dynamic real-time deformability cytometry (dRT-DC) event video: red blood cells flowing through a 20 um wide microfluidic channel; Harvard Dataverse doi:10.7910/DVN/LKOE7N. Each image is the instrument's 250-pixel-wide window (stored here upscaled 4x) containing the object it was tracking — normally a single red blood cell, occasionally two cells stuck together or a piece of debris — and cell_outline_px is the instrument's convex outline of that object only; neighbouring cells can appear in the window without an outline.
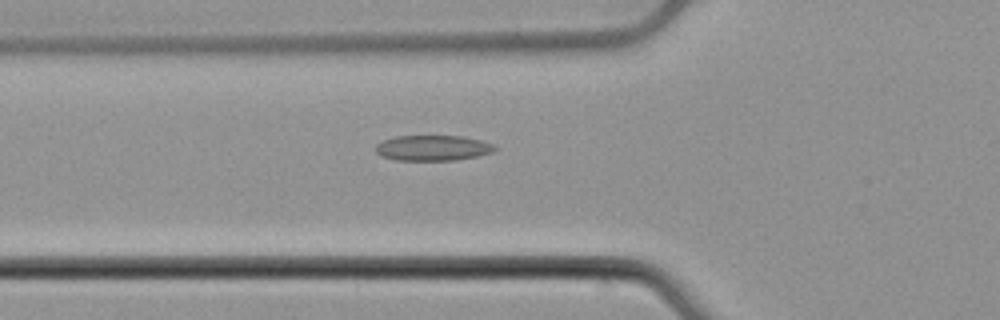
{"species": "common noctule bat (a hibernating species)", "species_latin": "Nyctalus noctula", "temperature_condition": "cold", "stored_images_in_passage": 41, "camera_frame_rate_fps": 3000, "um_per_image_px": 0.085, "animal": {"sex": "male", "body_mass_g": 21.5, "forearm_length_mm": 52.0}, "frame": {"image": 1, "passage_image": 8, "time_ms": 2.333, "image_size_px": [1000, 320], "cell_outline_px": [[496, 148], [492, 152], [476, 156], [456, 160], [396, 160], [380, 156], [376, 152], [376, 144], [380, 140], [396, 136], [464, 136], [480, 140], [492, 144]], "centroid_in_image_um": [36.73, 12.57], "position_along_channel_um": 89.1, "area_um2": 17.69}}
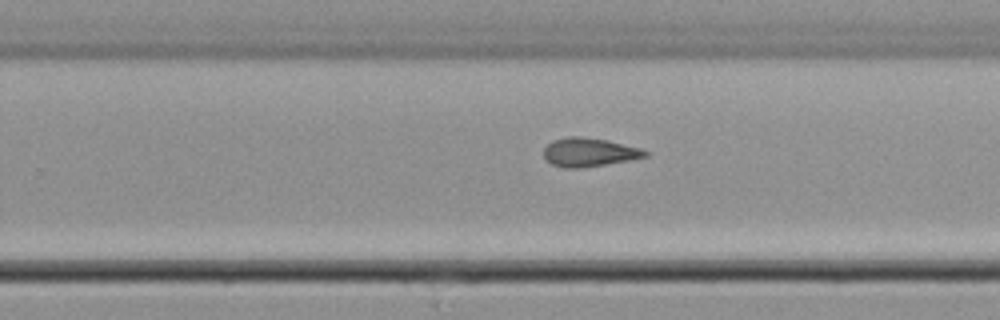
{"frame": {"image": 2, "passage_image": 23, "time_ms": 7.333, "image_size_px": [1000, 320], "cell_outline_px": [[648, 156], [628, 160], [580, 168], [564, 168], [552, 164], [544, 160], [544, 148], [552, 140], [568, 136], [580, 136], [608, 140], [640, 148], [648, 152]], "centroid_in_image_um": [50.03, 12.93], "position_along_channel_um": 279.8, "area_um2": 16.94}}
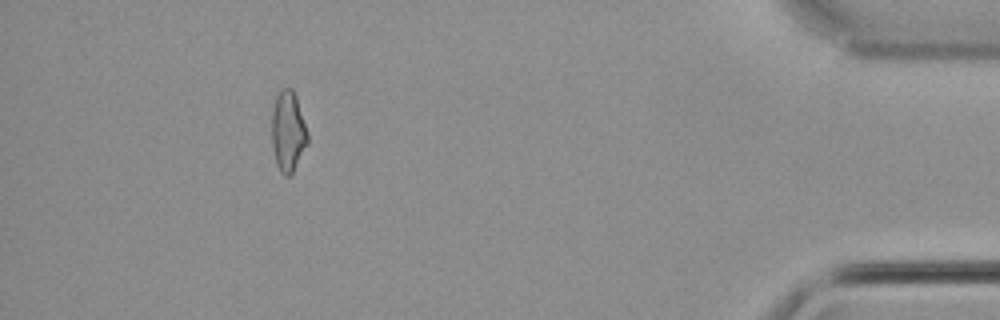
{"frame": {"image": 3, "passage_image": 38, "time_ms": 12.333, "image_size_px": [1000, 320], "cell_outline_px": [[308, 144], [292, 172], [288, 176], [284, 176], [280, 172], [276, 164], [272, 144], [272, 108], [276, 96], [280, 88], [292, 88], [296, 96], [308, 132]], "centroid_in_image_um": [24.48, 11.15], "position_along_channel_um": 410.7, "area_um2": 16.94}, "authors_computed_cell_mechanics": {"area_um2": 16.9932, "velocity_mm_per_s": 3.8096, "shape_relaxation_time_tau1_ms": null, "shape_relaxation_time_tau2_ms": 7.2255, "deformation_change_tau1": null, "deformation_change_tau2": 0.1588}}